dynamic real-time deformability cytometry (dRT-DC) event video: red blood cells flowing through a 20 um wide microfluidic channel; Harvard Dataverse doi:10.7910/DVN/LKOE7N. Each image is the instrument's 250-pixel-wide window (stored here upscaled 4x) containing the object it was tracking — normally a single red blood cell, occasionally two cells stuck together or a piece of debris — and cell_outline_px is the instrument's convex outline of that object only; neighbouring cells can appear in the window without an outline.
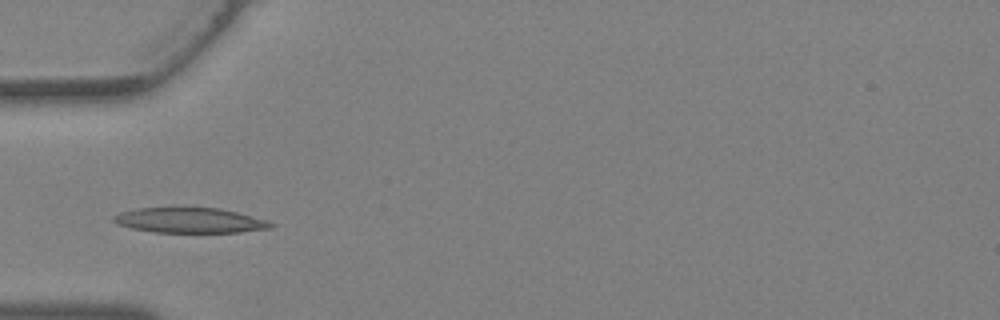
{"species": "Egyptian fruit bat (a non-hibernating species)", "species_latin": "Rousettus aegyptiacus", "temperature_condition": "warm", "stored_images_in_passage": 33, "camera_frame_rate_fps": 3000, "um_per_image_px": 0.085, "animal": {"sex": "female"}, "frame": {"image": 1, "passage_image": 10, "time_ms": 3.0, "image_size_px": [1000, 320], "cell_outline_px": [[276, 224], [272, 228], [240, 232], [156, 232], [132, 228], [116, 224], [112, 220], [112, 216], [120, 212], [136, 208], [220, 208], [236, 212], [264, 220]], "centroid_in_image_um": [16.09, 18.73], "position_along_channel_um": 68.9, "area_um2": 22.83}}
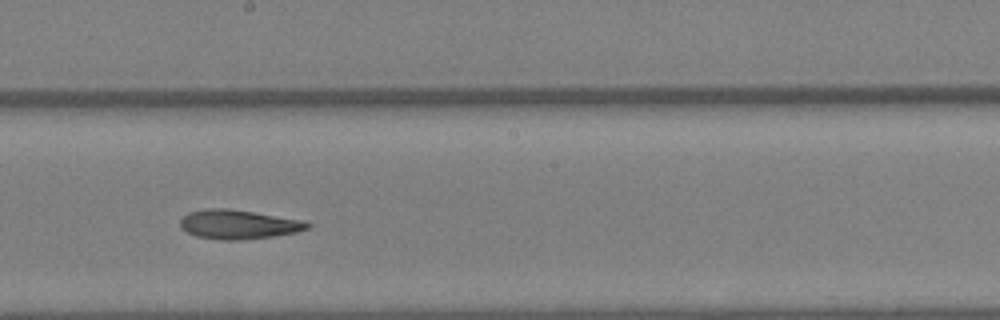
{"frame": {"image": 2, "passage_image": 19, "time_ms": 6.0, "image_size_px": [1000, 320], "cell_outline_px": [[312, 224], [308, 228], [296, 232], [276, 236], [244, 240], [220, 240], [196, 236], [180, 228], [180, 220], [188, 212], [204, 208], [224, 208], [308, 220]], "centroid_in_image_um": [20.29, 19.08], "position_along_channel_um": 227.9, "area_um2": 21.91}}
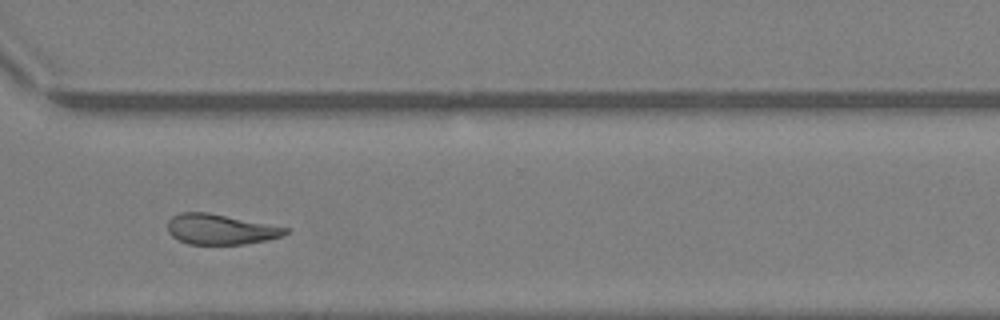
{"frame": {"image": 3, "passage_image": 26, "time_ms": 8.333, "image_size_px": [1000, 320], "cell_outline_px": [[292, 228], [284, 236], [268, 240], [244, 244], [188, 244], [172, 236], [168, 232], [168, 220], [172, 216], [180, 212], [208, 212]], "centroid_in_image_um": [18.78, 19.48], "position_along_channel_um": 351.8, "area_um2": 21.04}}